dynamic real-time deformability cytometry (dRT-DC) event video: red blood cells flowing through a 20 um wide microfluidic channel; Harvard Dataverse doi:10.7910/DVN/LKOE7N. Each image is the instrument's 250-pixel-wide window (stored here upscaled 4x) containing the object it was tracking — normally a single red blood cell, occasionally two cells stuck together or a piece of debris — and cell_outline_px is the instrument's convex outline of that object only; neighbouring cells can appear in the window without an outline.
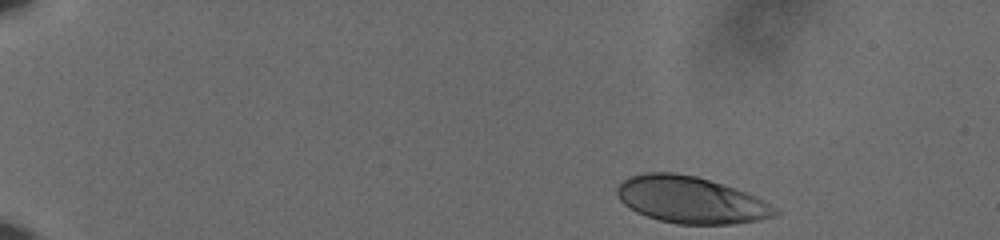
{"species": "human", "species_latin": "Homo sapiens", "temperature_condition": "cold", "stored_images_in_passage": 46, "camera_frame_rate_fps": 3000, "um_per_image_px": 0.085, "donor": {"sex": "male"}, "frame": {"image": 1, "passage_image": 1, "time_ms": 0.0, "image_size_px": [1000, 240], "cell_outline_px": [[780, 212], [776, 216], [756, 220], [732, 224], [676, 224], [660, 220], [636, 212], [624, 204], [620, 200], [616, 192], [616, 188], [624, 180], [632, 176], [648, 172], [672, 172], [696, 176], [744, 192], [768, 204]], "centroid_in_image_um": [58.66, 17.0], "position_along_channel_um": 26.3, "area_um2": 42.25}}
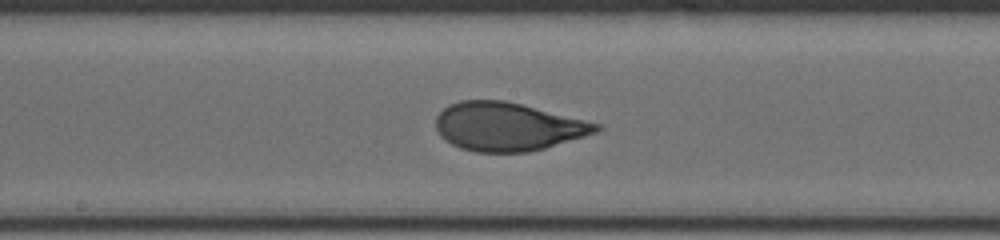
{"frame": {"image": 2, "passage_image": 26, "time_ms": 8.333, "image_size_px": [1000, 240], "cell_outline_px": [[604, 128], [596, 132], [584, 136], [544, 148], [528, 152], [476, 152], [460, 148], [444, 140], [440, 136], [436, 128], [436, 116], [448, 104], [460, 100], [504, 100], [604, 124]], "centroid_in_image_um": [43.15, 10.76], "position_along_channel_um": 205.0, "area_um2": 45.32}}
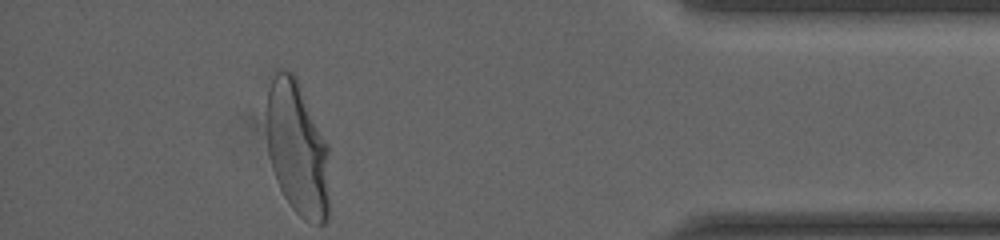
{"frame": {"image": 3, "passage_image": 46, "time_ms": 15.0, "image_size_px": [1000, 240], "cell_outline_px": [[328, 220], [324, 224], [316, 224], [304, 220], [292, 208], [284, 196], [276, 180], [272, 168], [268, 152], [268, 88], [276, 68], [284, 68], [292, 72], [296, 76], [328, 144]], "centroid_in_image_um": [25.29, 12.62], "position_along_channel_um": 409.9, "area_um2": 49.3}, "authors_computed_cell_mechanics": {"area_um2": 45.084, "velocity_mm_per_s": 3.5977, "shape_relaxation_time_tau1_ms": 4.4466, "shape_relaxation_time_tau2_ms": null, "deformation_change_tau1": 0.1841, "deformation_change_tau2": null}}